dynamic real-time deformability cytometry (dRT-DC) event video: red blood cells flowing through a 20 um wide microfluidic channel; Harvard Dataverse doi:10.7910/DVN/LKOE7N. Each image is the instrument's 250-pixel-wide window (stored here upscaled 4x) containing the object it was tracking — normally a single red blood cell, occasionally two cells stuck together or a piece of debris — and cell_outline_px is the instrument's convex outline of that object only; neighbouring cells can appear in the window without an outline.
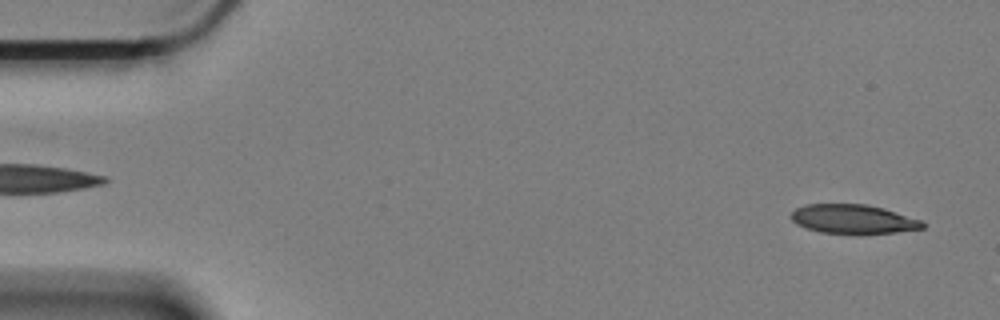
{"species": "Egyptian fruit bat (a non-hibernating species)", "species_latin": "Rousettus aegyptiacus", "temperature_condition": "cold", "stored_images_in_passage": 58, "camera_frame_rate_fps": 3000, "um_per_image_px": 0.085, "animal": {"sex": "female"}, "frame": {"image": 1, "passage_image": 2, "time_ms": 0.333, "image_size_px": [1000, 320], "cell_outline_px": [[924, 228], [896, 232], [856, 236], [820, 232], [796, 224], [792, 220], [792, 212], [796, 208], [804, 204], [864, 204], [884, 208], [920, 220], [924, 224]], "centroid_in_image_um": [72.51, 18.65], "position_along_channel_um": 12.5, "area_um2": 22.72}}
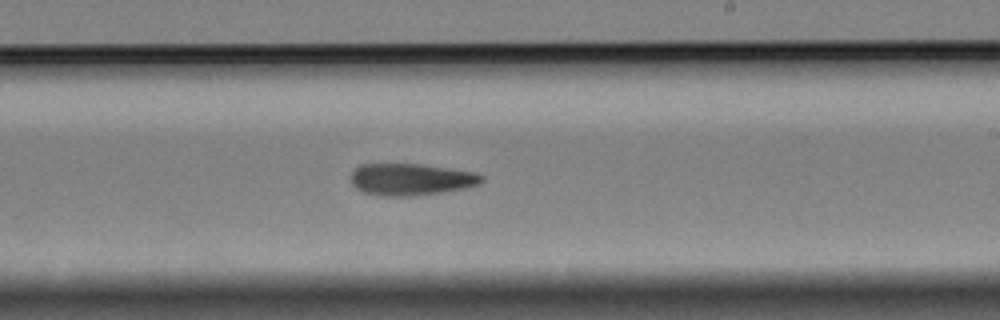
{"frame": {"image": 2, "passage_image": 34, "time_ms": 11.0, "image_size_px": [1000, 320], "cell_outline_px": [[484, 180], [480, 184], [464, 188], [440, 192], [412, 196], [380, 196], [364, 192], [356, 188], [352, 184], [352, 172], [360, 164], [420, 164], [476, 172], [484, 176]], "centroid_in_image_um": [34.95, 15.25], "position_along_channel_um": 254.1, "area_um2": 24.22}}
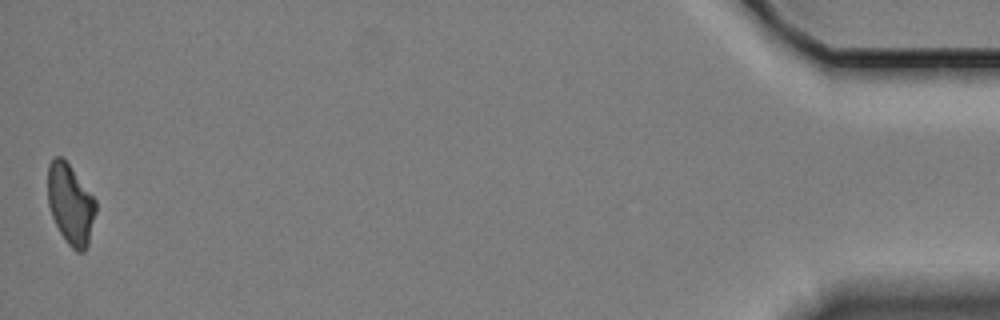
{"frame": {"image": 3, "passage_image": 58, "time_ms": 19.0, "image_size_px": [1000, 320], "cell_outline_px": [[96, 212], [88, 244], [84, 252], [76, 252], [68, 244], [60, 232], [52, 216], [48, 204], [48, 164], [56, 156], [60, 156], [68, 164], [96, 200]], "centroid_in_image_um": [5.99, 17.38], "position_along_channel_um": 429.2, "area_um2": 22.2}, "authors_computed_cell_mechanics": {"area_um2": 24.0737, "velocity_mm_per_s": 3.3285, "shape_relaxation_time_tau1_ms": 7.6515, "shape_relaxation_time_tau2_ms": null, "deformation_change_tau1": 0.1765, "deformation_change_tau2": null}}